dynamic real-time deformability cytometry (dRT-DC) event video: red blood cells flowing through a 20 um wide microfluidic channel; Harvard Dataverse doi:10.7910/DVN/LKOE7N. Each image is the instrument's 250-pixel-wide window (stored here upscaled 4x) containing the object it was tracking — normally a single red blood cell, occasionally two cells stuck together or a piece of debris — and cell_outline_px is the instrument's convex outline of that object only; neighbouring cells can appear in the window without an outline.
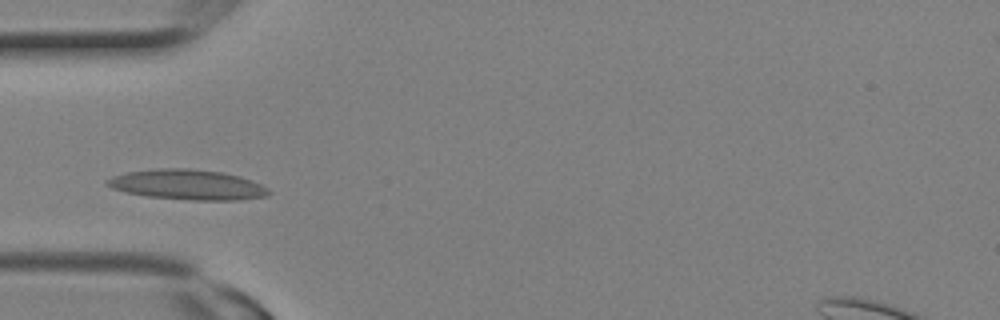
{"species": "Egyptian fruit bat (a non-hibernating species)", "species_latin": "Rousettus aegyptiacus", "temperature_condition": "room temperature", "stored_images_in_passage": 5, "camera_frame_rate_fps": 3000, "um_per_image_px": 0.085, "animal": {"sex": "female"}, "frame": {"image": 1, "passage_image": 4, "time_ms": 1.0, "image_size_px": [1000, 320], "cell_outline_px": [[272, 192], [268, 196], [236, 200], [192, 200], [148, 196], [124, 192], [112, 188], [104, 184], [104, 180], [112, 176], [128, 172], [156, 168], [188, 168], [220, 172], [240, 176], [252, 180], [268, 188]], "centroid_in_image_um": [15.92, 15.69], "position_along_channel_um": 69.1, "area_um2": 28.5}}